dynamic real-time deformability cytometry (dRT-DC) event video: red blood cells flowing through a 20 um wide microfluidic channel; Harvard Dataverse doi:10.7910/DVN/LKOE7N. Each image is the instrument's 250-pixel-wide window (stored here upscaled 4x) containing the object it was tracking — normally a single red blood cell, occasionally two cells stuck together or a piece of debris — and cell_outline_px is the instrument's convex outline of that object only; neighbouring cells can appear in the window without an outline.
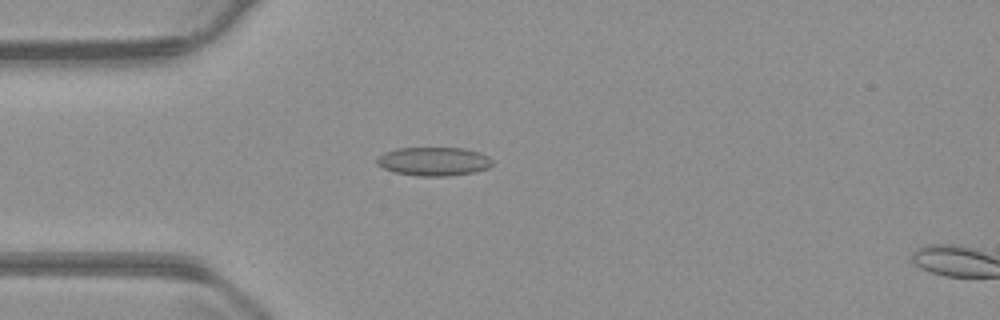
{"species": "common noctule bat (a hibernating species)", "species_latin": "Nyctalus noctula", "temperature_condition": "warm", "stored_images_in_passage": 17, "camera_frame_rate_fps": 3000, "um_per_image_px": 0.085, "animal": {"sex": "male", "body_mass_g": 23.1, "forearm_length_mm": 52.7}, "frame": {"image": 1, "passage_image": 15, "time_ms": 4.667, "image_size_px": [1000, 320], "cell_outline_px": [[492, 164], [488, 168], [476, 172], [448, 176], [416, 176], [392, 172], [376, 164], [376, 160], [384, 152], [396, 148], [464, 148], [480, 152], [488, 156], [492, 160]], "centroid_in_image_um": [36.87, 13.72], "position_along_channel_um": 48.1, "area_um2": 19.48}}